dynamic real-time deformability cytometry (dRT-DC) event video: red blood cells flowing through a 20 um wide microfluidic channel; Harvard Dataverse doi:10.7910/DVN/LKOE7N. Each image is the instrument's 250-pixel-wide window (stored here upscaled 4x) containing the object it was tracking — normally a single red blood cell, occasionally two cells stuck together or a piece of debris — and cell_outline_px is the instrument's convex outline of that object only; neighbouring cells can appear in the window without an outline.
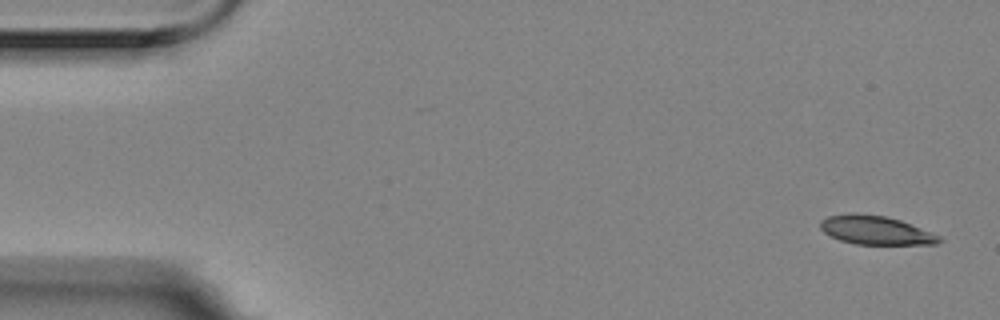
{"species": "Egyptian fruit bat (a non-hibernating species)", "species_latin": "Rousettus aegyptiacus", "temperature_condition": "room temperature", "stored_images_in_passage": 4, "camera_frame_rate_fps": 3000, "um_per_image_px": 0.085, "animal": {"sex": "female"}, "frame": {"image": 1, "passage_image": 1, "time_ms": 0.0, "image_size_px": [1000, 320], "cell_outline_px": [[944, 240], [936, 244], [856, 244], [840, 240], [824, 232], [820, 228], [820, 220], [828, 216], [852, 212], [856, 212], [884, 216], [900, 220], [940, 236]], "centroid_in_image_um": [74.41, 19.56], "position_along_channel_um": 10.6, "area_um2": 19.83}}